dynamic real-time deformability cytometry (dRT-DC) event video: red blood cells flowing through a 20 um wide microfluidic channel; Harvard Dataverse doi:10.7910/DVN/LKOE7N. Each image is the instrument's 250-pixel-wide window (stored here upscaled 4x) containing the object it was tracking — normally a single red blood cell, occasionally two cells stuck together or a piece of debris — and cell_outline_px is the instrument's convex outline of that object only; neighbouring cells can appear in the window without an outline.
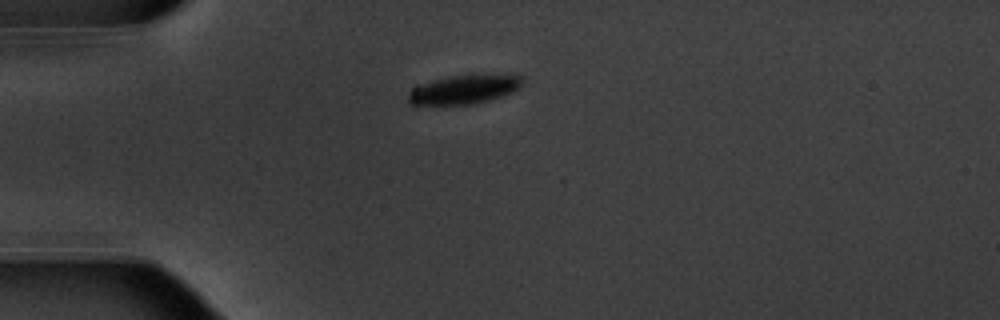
{"species": "common noctule bat (a hibernating species)", "species_latin": "Nyctalus noctula", "temperature_condition": "warm", "stored_images_in_passage": 12, "camera_frame_rate_fps": 3000, "um_per_image_px": 0.085, "animal": {"sex": "male", "body_mass_g": 20.1, "forearm_length_mm": 53.5}, "frame": {"image": 1, "passage_image": 12, "time_ms": 3.667, "image_size_px": [1000, 320], "cell_outline_px": [[524, 80], [520, 88], [500, 96], [488, 100], [472, 104], [416, 108], [408, 104], [408, 92], [416, 84], [448, 76], [516, 72]], "centroid_in_image_um": [39.36, 7.61], "position_along_channel_um": 45.6, "area_um2": 20.69}}